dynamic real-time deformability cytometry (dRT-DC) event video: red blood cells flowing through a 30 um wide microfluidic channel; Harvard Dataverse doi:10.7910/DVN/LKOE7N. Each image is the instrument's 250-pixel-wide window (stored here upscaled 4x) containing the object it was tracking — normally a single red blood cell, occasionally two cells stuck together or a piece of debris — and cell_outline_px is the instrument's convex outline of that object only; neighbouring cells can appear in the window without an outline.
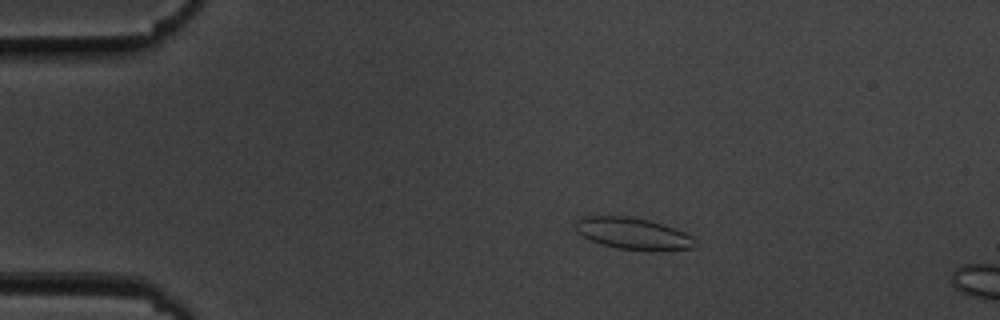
{"species": "common noctule bat (a hibernating species)", "species_latin": "Nyctalus noctula", "temperature_condition": "cold", "stored_images_in_passage": 6, "camera_frame_rate_fps": 3000, "um_per_image_px": 0.085, "animal": {"sex": "male", "body_mass_g": 19.5, "forearm_length_mm": 54.6}, "frame": {"image": 1, "passage_image": 2, "time_ms": 0.333, "image_size_px": [1000, 320], "cell_outline_px": [[696, 248], [660, 252], [652, 252], [616, 248], [600, 244], [576, 232], [576, 220], [584, 216], [628, 216], [648, 220], [664, 224], [684, 232], [692, 236]], "centroid_in_image_um": [53.85, 19.88], "position_along_channel_um": 31.1, "area_um2": 22.43}}